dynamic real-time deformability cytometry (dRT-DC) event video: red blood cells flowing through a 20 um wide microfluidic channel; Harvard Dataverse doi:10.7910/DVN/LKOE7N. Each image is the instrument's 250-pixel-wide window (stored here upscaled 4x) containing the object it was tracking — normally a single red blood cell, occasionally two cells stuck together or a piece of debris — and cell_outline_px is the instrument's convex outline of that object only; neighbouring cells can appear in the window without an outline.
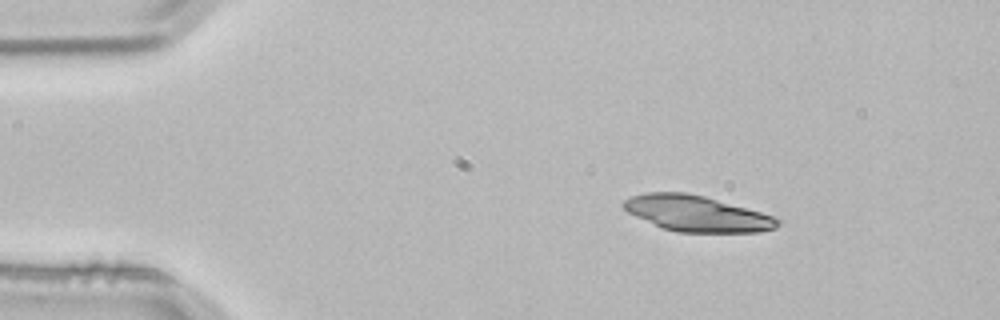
{"species": "common noctule bat (a hibernating species)", "species_latin": "Nyctalus noctula", "temperature_condition": "room temperature", "stored_images_in_passage": 2, "camera_frame_rate_fps": 3000, "um_per_image_px": 0.085, "animal": {"sex": "male", "body_mass_g": 21.5, "forearm_length_mm": 52.0}, "frame": {"image": 1, "passage_image": 1, "time_ms": 0.0, "image_size_px": [1000, 320], "cell_outline_px": [[784, 220], [776, 228], [760, 232], [676, 232], [660, 228], [628, 212], [620, 204], [624, 200], [632, 196], [644, 192], [688, 192], [704, 196], [760, 212]], "centroid_in_image_um": [59.21, 18.15], "position_along_channel_um": 25.8, "area_um2": 32.25}}